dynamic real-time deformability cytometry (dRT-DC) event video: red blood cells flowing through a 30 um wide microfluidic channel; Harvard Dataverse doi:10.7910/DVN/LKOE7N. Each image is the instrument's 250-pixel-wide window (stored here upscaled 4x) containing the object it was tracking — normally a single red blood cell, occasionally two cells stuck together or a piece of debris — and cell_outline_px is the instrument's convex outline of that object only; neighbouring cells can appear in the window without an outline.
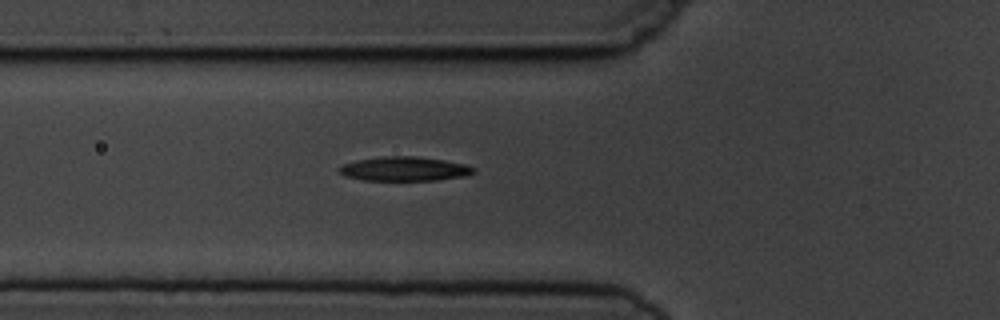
{"species": "common noctule bat (a hibernating species)", "species_latin": "Nyctalus noctula", "temperature_condition": "cold", "stored_images_in_passage": 5, "segment_of_instrument_passage": [2, 2], "camera_frame_rate_fps": 3000, "um_per_image_px": 0.085, "animal": {"sex": "male", "body_mass_g": 19.5, "forearm_length_mm": 54.6}, "frame": {"image": 1, "passage_image": 5, "time_ms": 6.333, "image_size_px": [1000, 320], "cell_outline_px": [[476, 172], [464, 176], [436, 180], [364, 180], [344, 176], [336, 168], [344, 164], [356, 160], [384, 156], [416, 156], [444, 160], [464, 164], [476, 168]], "centroid_in_image_um": [34.37, 14.35], "position_along_channel_um": 91.4, "area_um2": 18.96}}